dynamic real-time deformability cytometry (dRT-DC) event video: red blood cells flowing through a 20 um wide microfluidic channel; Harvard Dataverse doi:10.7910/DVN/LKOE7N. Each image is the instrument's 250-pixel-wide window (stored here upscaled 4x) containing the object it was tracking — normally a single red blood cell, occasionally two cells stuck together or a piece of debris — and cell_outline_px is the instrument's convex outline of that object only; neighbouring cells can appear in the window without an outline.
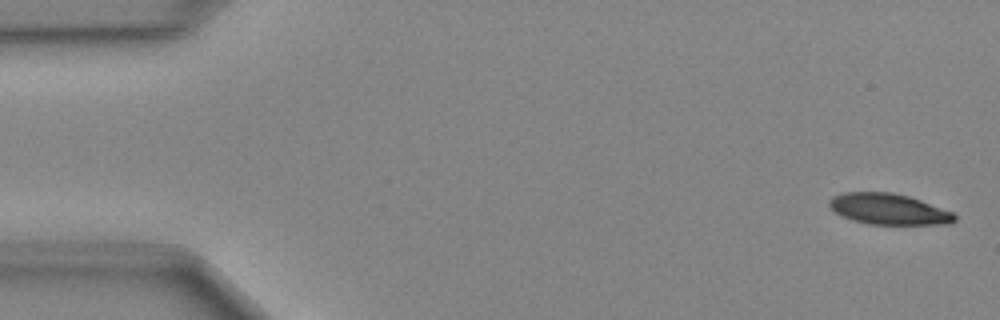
{"species": "Egyptian fruit bat (a non-hibernating species)", "species_latin": "Rousettus aegyptiacus", "temperature_condition": "cold", "stored_images_in_passage": 49, "camera_frame_rate_fps": 3000, "um_per_image_px": 0.085, "animal": {"sex": "female"}, "frame": {"image": 1, "passage_image": 2, "time_ms": 0.333, "image_size_px": [1000, 320], "cell_outline_px": [[956, 220], [948, 224], [868, 224], [852, 220], [836, 212], [828, 204], [828, 200], [832, 196], [844, 192], [892, 192], [908, 196], [920, 200], [952, 212], [956, 216]], "centroid_in_image_um": [75.51, 17.77], "position_along_channel_um": 9.5, "area_um2": 22.43}}
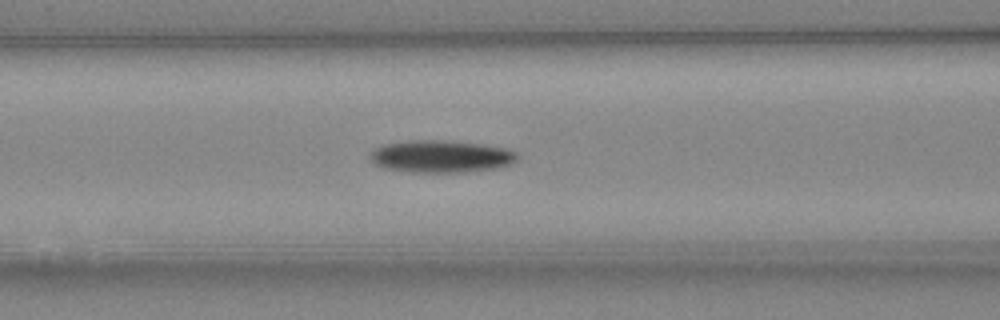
{"frame": {"image": 2, "passage_image": 20, "time_ms": 6.333, "image_size_px": [1000, 320], "cell_outline_px": [[520, 156], [512, 164], [500, 168], [464, 172], [412, 172], [384, 168], [376, 164], [368, 156], [376, 148], [384, 144], [412, 140], [444, 140], [484, 144], [504, 148], [516, 152]], "centroid_in_image_um": [37.54, 13.3], "position_along_channel_um": 129.1, "area_um2": 27.8}}
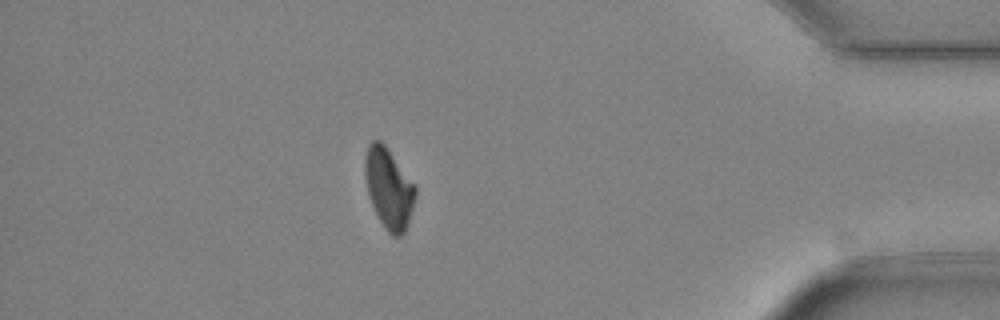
{"frame": {"image": 3, "passage_image": 43, "time_ms": 14.0, "image_size_px": [1000, 320], "cell_outline_px": [[416, 196], [408, 224], [404, 232], [400, 236], [392, 236], [388, 232], [380, 220], [372, 204], [368, 192], [364, 172], [364, 156], [368, 144], [372, 140], [380, 140], [384, 144], [416, 184]], "centroid_in_image_um": [33.06, 15.97], "position_along_channel_um": 402.1, "area_um2": 23.64}}